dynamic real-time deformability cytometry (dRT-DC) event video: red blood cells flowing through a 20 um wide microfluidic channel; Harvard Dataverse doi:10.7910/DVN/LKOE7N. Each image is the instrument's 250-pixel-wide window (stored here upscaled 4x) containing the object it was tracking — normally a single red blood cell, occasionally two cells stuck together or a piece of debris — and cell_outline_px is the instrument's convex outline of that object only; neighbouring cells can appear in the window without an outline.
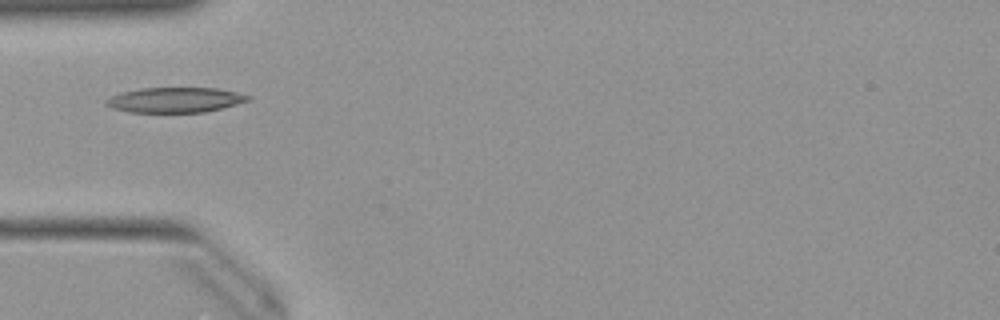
{"species": "Egyptian fruit bat (a non-hibernating species)", "species_latin": "Rousettus aegyptiacus", "temperature_condition": "warm", "stored_images_in_passage": 36, "camera_frame_rate_fps": 3000, "um_per_image_px": 0.085, "animal": {"sex": "female"}, "frame": {"image": 1, "passage_image": 1, "time_ms": 0.0, "image_size_px": [1000, 320], "cell_outline_px": [[252, 100], [204, 112], [128, 112], [112, 108], [104, 104], [104, 100], [120, 92], [140, 88], [216, 88], [236, 92], [252, 96]], "centroid_in_image_um": [14.86, 8.49], "position_along_channel_um": 70.1, "area_um2": 20.81}}
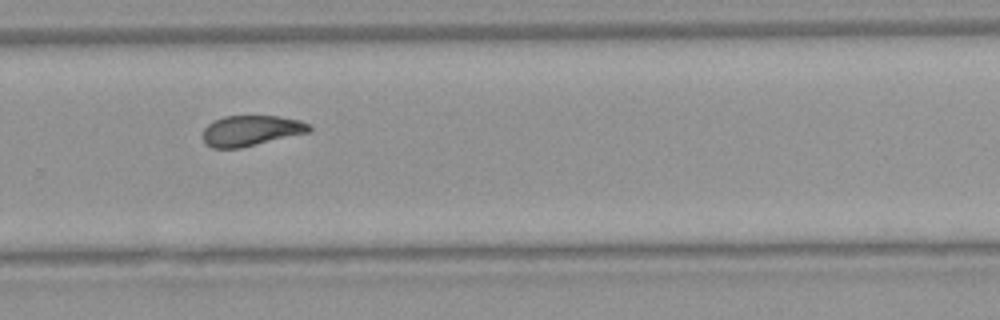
{"frame": {"image": 2, "passage_image": 19, "time_ms": 6.0, "image_size_px": [1000, 320], "cell_outline_px": [[312, 128], [308, 132], [240, 148], [212, 148], [204, 144], [204, 128], [212, 120], [224, 116], [280, 116], [300, 120], [308, 124]], "centroid_in_image_um": [21.3, 11.1], "position_along_channel_um": 308.5, "area_um2": 18.84}}
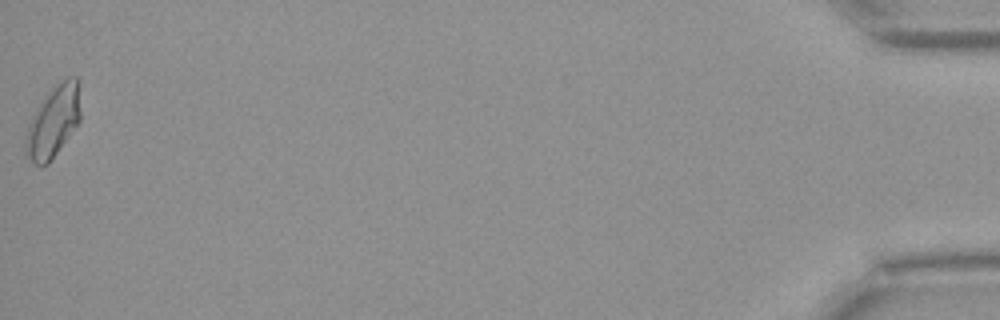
{"frame": {"image": 3, "passage_image": 36, "time_ms": 11.667, "image_size_px": [1000, 320], "cell_outline_px": [[80, 120], [48, 164], [36, 164], [28, 156], [24, 148], [24, 140], [28, 124], [36, 108], [44, 96], [60, 80], [68, 76], [76, 76], [80, 112]], "centroid_in_image_um": [4.5, 10.31], "position_along_channel_um": 430.7, "area_um2": 22.48}}